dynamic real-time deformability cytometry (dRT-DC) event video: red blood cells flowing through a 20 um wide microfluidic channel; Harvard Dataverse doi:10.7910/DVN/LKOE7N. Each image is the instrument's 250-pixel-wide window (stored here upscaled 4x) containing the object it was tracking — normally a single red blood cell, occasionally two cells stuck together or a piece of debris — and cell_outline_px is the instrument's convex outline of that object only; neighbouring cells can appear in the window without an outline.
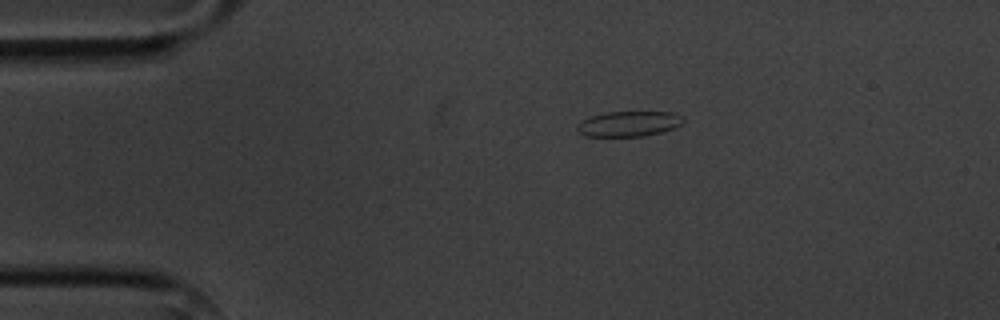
{"species": "common noctule bat (a hibernating species)", "species_latin": "Nyctalus noctula", "temperature_condition": "cold", "stored_images_in_passage": 6, "camera_frame_rate_fps": 3000, "um_per_image_px": 0.085, "animal": {"sex": "male", "body_mass_g": 20.1, "forearm_length_mm": 53.5}, "frame": {"image": 1, "passage_image": 6, "time_ms": 5.667, "image_size_px": [1000, 320], "cell_outline_px": [[684, 120], [680, 124], [672, 128], [660, 132], [644, 136], [584, 136], [576, 132], [576, 128], [584, 120], [592, 116], [608, 112], [672, 112], [684, 116]], "centroid_in_image_um": [53.45, 10.52], "position_along_channel_um": 31.5, "area_um2": 15.43}}